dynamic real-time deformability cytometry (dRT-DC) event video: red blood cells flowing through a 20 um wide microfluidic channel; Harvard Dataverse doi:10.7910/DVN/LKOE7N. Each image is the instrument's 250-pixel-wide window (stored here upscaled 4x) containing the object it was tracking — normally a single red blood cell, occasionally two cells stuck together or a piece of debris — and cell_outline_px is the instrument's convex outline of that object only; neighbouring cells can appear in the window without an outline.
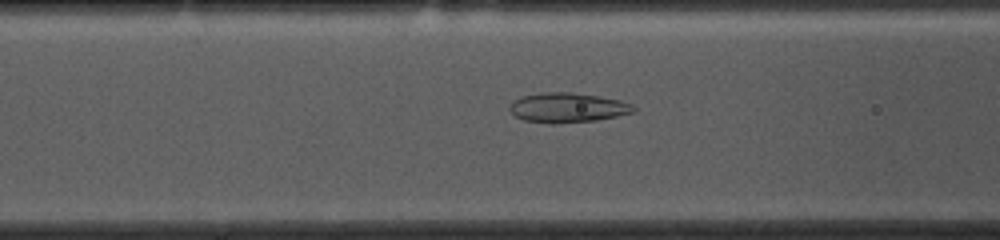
{"species": "common noctule bat (a hibernating species)", "species_latin": "Nyctalus noctula", "temperature_condition": "cold", "stored_images_in_passage": 53, "camera_frame_rate_fps": 3000, "um_per_image_px": 0.085, "animal": {"sex": "female", "body_mass_g": 10.0, "forearm_length_mm": 53.1}, "frame": {"image": 1, "passage_image": 19, "time_ms": 6.0, "image_size_px": [1000, 240], "cell_outline_px": [[636, 112], [596, 120], [556, 124], [552, 124], [524, 120], [516, 116], [508, 108], [512, 100], [524, 96], [540, 92], [572, 92], [600, 96], [620, 100], [632, 104], [636, 108]], "centroid_in_image_um": [48.25, 9.14], "position_along_channel_um": 118.3, "area_um2": 21.62}}
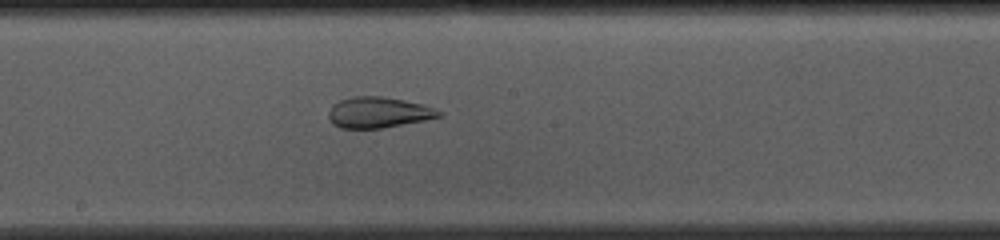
{"frame": {"image": 2, "passage_image": 27, "time_ms": 8.667, "image_size_px": [1000, 240], "cell_outline_px": [[444, 112], [440, 116], [424, 120], [380, 128], [340, 128], [332, 124], [328, 116], [328, 112], [332, 104], [340, 100], [352, 96], [380, 96], [404, 100], [424, 104]], "centroid_in_image_um": [32.14, 9.55], "position_along_channel_um": 216.1, "area_um2": 19.83}}
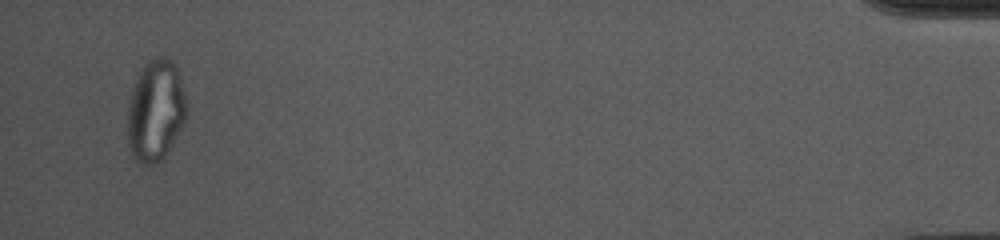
{"frame": {"image": 3, "passage_image": 51, "time_ms": 16.667, "image_size_px": [1000, 240], "cell_outline_px": [[188, 108], [184, 124], [168, 152], [160, 160], [152, 164], [140, 164], [132, 156], [128, 148], [128, 104], [136, 80], [144, 64], [152, 56], [164, 56], [172, 60], [180, 76]], "centroid_in_image_um": [13.24, 9.4], "position_along_channel_um": 422.0, "area_um2": 35.14}, "authors_computed_cell_mechanics": {"area_um2": 26.877, "velocity_mm_per_s": 3.6543, "shape_relaxation_time_tau1_ms": null, "shape_relaxation_time_tau2_ms": 1.5185, "deformation_change_tau1": null, "deformation_change_tau2": 0.0897}}